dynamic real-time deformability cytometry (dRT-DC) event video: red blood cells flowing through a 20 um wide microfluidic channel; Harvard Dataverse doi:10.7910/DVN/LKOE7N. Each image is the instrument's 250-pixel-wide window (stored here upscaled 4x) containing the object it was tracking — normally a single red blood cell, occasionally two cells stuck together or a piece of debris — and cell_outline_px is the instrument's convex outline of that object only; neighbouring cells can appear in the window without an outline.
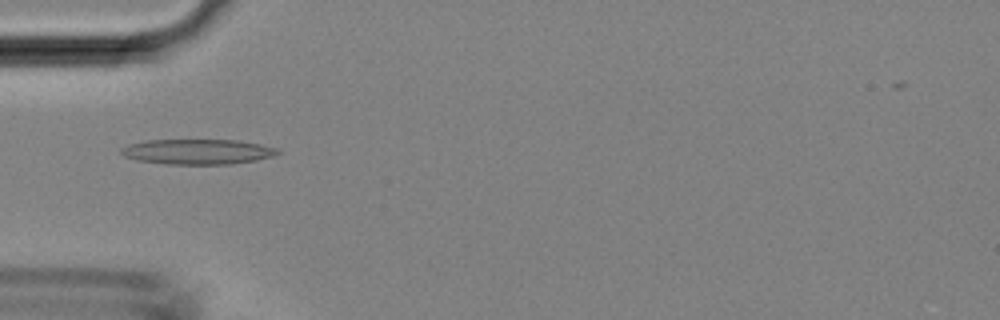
{"species": "Egyptian fruit bat (a non-hibernating species)", "species_latin": "Rousettus aegyptiacus", "temperature_condition": "room temperature", "stored_images_in_passage": 41, "camera_frame_rate_fps": 3000, "um_per_image_px": 0.085, "animal": {"sex": "female"}, "frame": {"image": 1, "passage_image": 14, "time_ms": 4.333, "image_size_px": [1000, 320], "cell_outline_px": [[280, 152], [272, 156], [256, 160], [232, 164], [164, 164], [136, 160], [124, 156], [120, 152], [120, 148], [128, 144], [144, 140], [236, 140], [260, 144], [276, 148]], "centroid_in_image_um": [16.74, 12.89], "position_along_channel_um": 68.3, "area_um2": 23.0}}
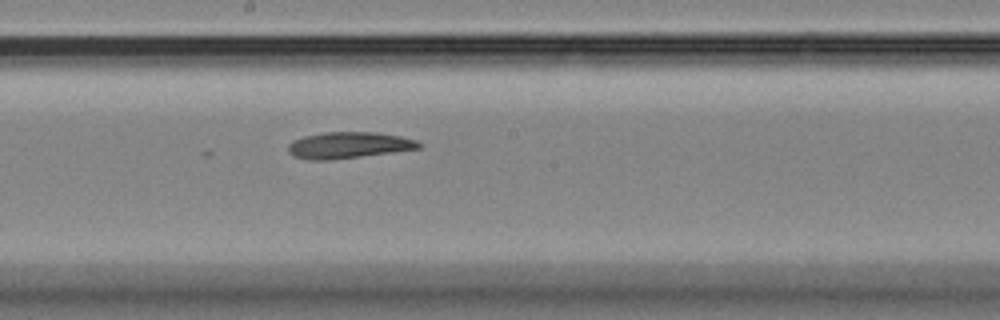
{"frame": {"image": 2, "passage_image": 24, "time_ms": 7.667, "image_size_px": [1000, 320], "cell_outline_px": [[424, 148], [332, 160], [308, 160], [292, 156], [288, 152], [288, 144], [292, 140], [304, 136], [324, 132], [376, 132], [400, 136], [416, 140], [424, 144]], "centroid_in_image_um": [29.65, 12.34], "position_along_channel_um": 218.6, "area_um2": 20.4}}
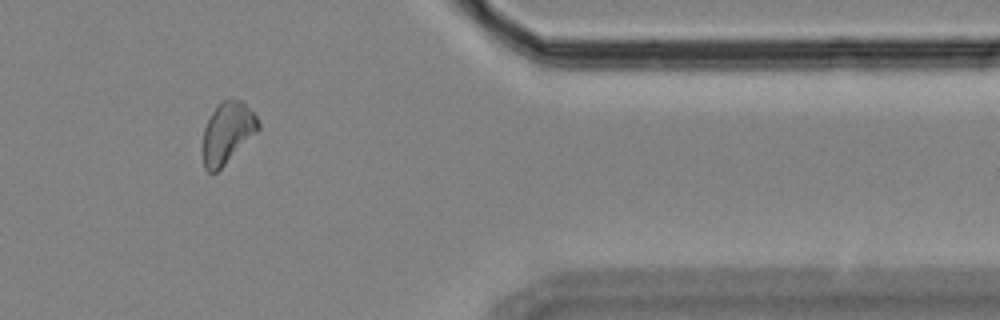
{"frame": {"image": 3, "passage_image": 37, "time_ms": 12.0, "image_size_px": [1000, 320], "cell_outline_px": [[260, 128], [216, 172], [208, 172], [204, 168], [200, 152], [204, 128], [216, 104], [220, 100], [244, 100], [256, 116], [260, 124]], "centroid_in_image_um": [19.28, 11.27], "position_along_channel_um": 392.1, "area_um2": 19.94}}